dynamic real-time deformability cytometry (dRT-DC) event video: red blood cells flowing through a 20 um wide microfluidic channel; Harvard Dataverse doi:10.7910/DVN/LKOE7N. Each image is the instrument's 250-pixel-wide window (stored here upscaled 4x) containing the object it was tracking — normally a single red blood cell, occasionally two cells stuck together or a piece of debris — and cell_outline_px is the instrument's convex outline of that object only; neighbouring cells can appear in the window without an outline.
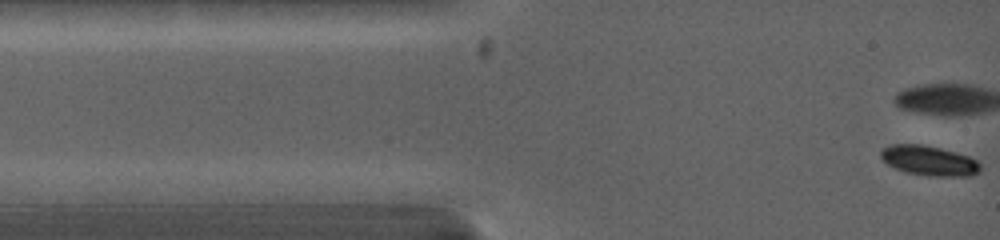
{"species": "common noctule bat (a hibernating species)", "species_latin": "Nyctalus noctula", "temperature_condition": "warm", "stored_images_in_passage": 2, "camera_frame_rate_fps": 5000, "um_per_image_px": 0.085, "animal": {"sex": "female", "body_mass_g": 19.0, "forearm_length_mm": 53.3}, "frame": {"image": 1, "passage_image": 2, "time_ms": 0.6, "image_size_px": [1000, 240], "cell_outline_px": [[980, 172], [972, 176], [928, 176], [904, 172], [888, 164], [880, 156], [880, 148], [892, 144], [920, 144], [940, 148], [956, 152], [968, 156], [976, 160], [980, 164]], "centroid_in_image_um": [78.97, 13.65], "position_along_channel_um": 6.0, "area_um2": 17.46}}